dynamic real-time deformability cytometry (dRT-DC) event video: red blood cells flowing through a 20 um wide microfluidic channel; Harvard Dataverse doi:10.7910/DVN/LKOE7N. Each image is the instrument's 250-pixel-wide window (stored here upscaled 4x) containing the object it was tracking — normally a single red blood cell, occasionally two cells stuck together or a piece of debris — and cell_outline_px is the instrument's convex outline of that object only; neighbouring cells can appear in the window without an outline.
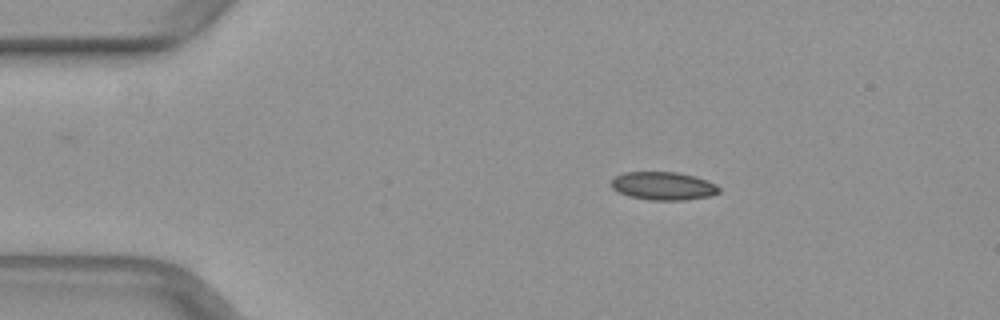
{"species": "common noctule bat (a hibernating species)", "species_latin": "Nyctalus noctula", "temperature_condition": "warm", "stored_images_in_passage": 17, "camera_frame_rate_fps": 3000, "um_per_image_px": 0.085, "animal": {"sex": "female", "body_mass_g": 29.2, "forearm_length_mm": 56.3}, "frame": {"image": 1, "passage_image": 1, "time_ms": 0.0, "image_size_px": [1000, 320], "cell_outline_px": [[720, 192], [712, 196], [684, 200], [648, 200], [628, 196], [616, 192], [612, 188], [612, 180], [616, 176], [624, 172], [676, 172], [696, 176], [708, 180], [716, 184], [720, 188]], "centroid_in_image_um": [56.4, 15.81], "position_along_channel_um": 28.6, "area_um2": 17.92}}
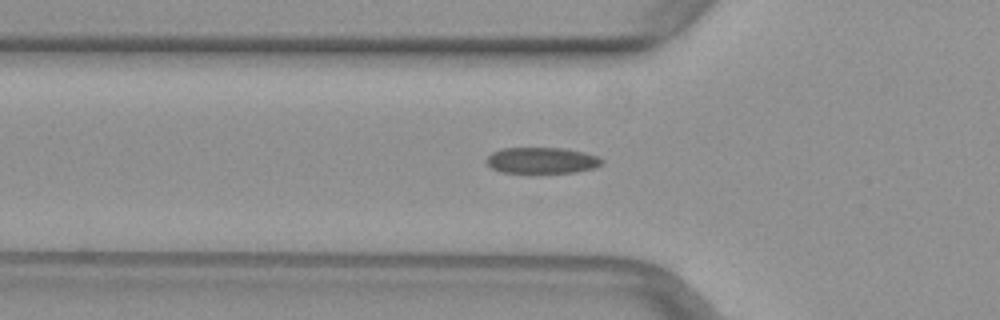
{"frame": {"image": 2, "passage_image": 9, "time_ms": 2.667, "image_size_px": [1000, 320], "cell_outline_px": [[604, 164], [596, 168], [576, 172], [528, 176], [500, 172], [492, 168], [484, 160], [492, 152], [500, 148], [564, 148], [584, 152], [596, 156], [604, 160]], "centroid_in_image_um": [46.03, 13.69], "position_along_channel_um": 79.8, "area_um2": 18.73}}
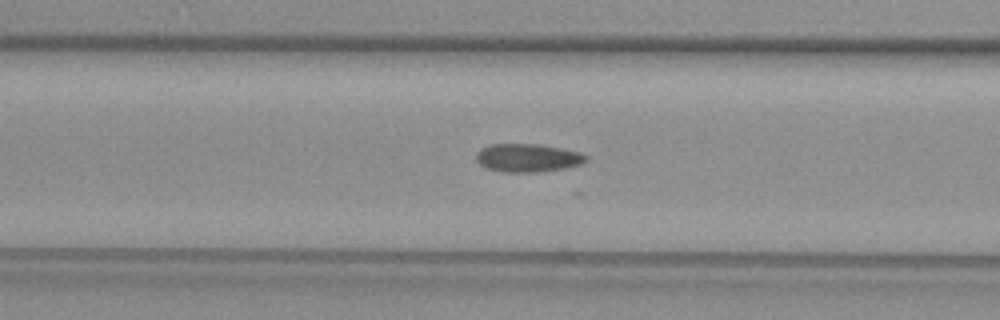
{"frame": {"image": 3, "passage_image": 12, "time_ms": 3.667, "image_size_px": [1000, 320], "cell_outline_px": [[588, 160], [584, 164], [564, 168], [536, 172], [504, 172], [484, 168], [476, 160], [476, 152], [480, 148], [488, 144], [540, 144], [580, 152], [588, 156]], "centroid_in_image_um": [44.84, 13.41], "position_along_channel_um": 121.8, "area_um2": 18.32}}